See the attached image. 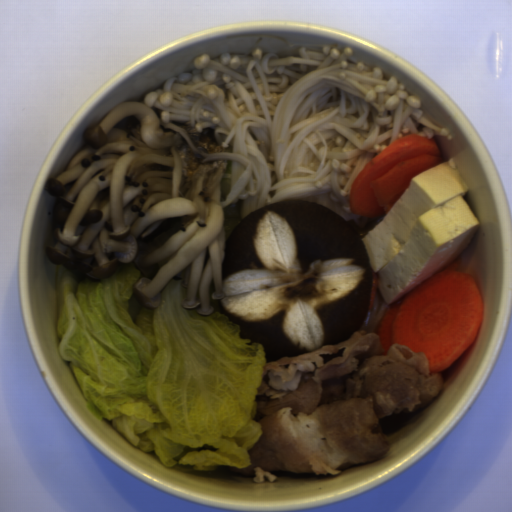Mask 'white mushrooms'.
Listing matches in <instances>:
<instances>
[{"label": "white mushrooms", "instance_id": "1", "mask_svg": "<svg viewBox=\"0 0 512 512\" xmlns=\"http://www.w3.org/2000/svg\"><path fill=\"white\" fill-rule=\"evenodd\" d=\"M82 139L44 187L52 196L50 262L83 280L133 264L141 276L131 288L144 305L159 306L161 291L180 281L181 308L205 317L226 297L227 163L206 161L180 133L164 132L138 101L117 105Z\"/></svg>", "mask_w": 512, "mask_h": 512}, {"label": "white mushrooms", "instance_id": "2", "mask_svg": "<svg viewBox=\"0 0 512 512\" xmlns=\"http://www.w3.org/2000/svg\"><path fill=\"white\" fill-rule=\"evenodd\" d=\"M177 127H180L187 134L195 149L198 151L205 154L232 152L231 147L224 148L217 143L214 129L212 128H206L200 132L191 123L178 124Z\"/></svg>", "mask_w": 512, "mask_h": 512}]
</instances>
